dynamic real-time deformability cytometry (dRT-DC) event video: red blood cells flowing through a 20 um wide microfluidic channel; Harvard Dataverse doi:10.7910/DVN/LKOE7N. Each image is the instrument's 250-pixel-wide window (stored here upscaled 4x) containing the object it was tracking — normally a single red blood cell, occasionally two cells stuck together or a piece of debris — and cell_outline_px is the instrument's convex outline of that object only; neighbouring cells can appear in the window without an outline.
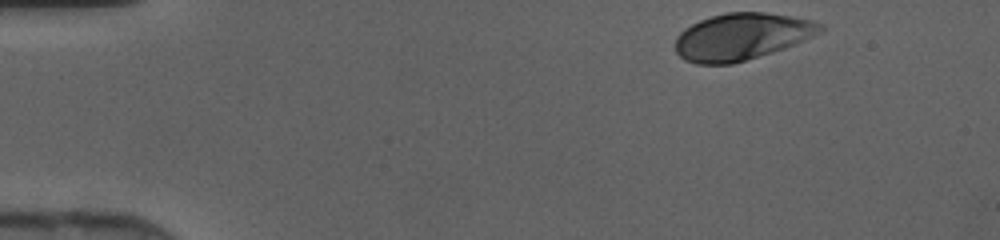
{"species": "human", "species_latin": "Homo sapiens", "temperature_condition": "cold", "stored_images_in_passage": 34, "camera_frame_rate_fps": 3000, "um_per_image_px": 0.085, "donor": {"sex": "female"}, "frame": {"image": 1, "passage_image": 1, "time_ms": 0.0, "image_size_px": [1000, 240], "cell_outline_px": [[824, 28], [820, 32], [812, 36], [784, 48], [772, 52], [732, 64], [696, 64], [684, 60], [676, 52], [676, 36], [684, 28], [700, 20], [712, 16], [728, 12], [764, 12], [792, 16], [812, 20], [824, 24]], "centroid_in_image_um": [63.03, 3.11], "position_along_channel_um": 22.0, "area_um2": 39.42}}
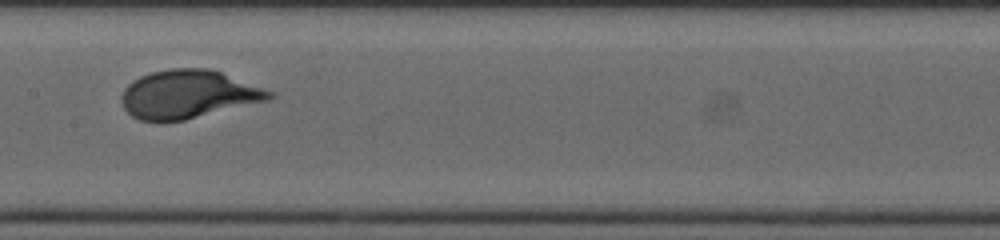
{"frame": {"image": 2, "passage_image": 19, "time_ms": 6.0, "image_size_px": [1000, 240], "cell_outline_px": [[276, 96], [268, 100], [184, 120], [140, 120], [132, 116], [124, 108], [120, 100], [120, 96], [124, 88], [132, 80], [140, 76], [152, 72], [172, 68], [208, 68], [220, 72], [272, 92]], "centroid_in_image_um": [15.95, 8.01], "position_along_channel_um": 191.5, "area_um2": 41.04}}
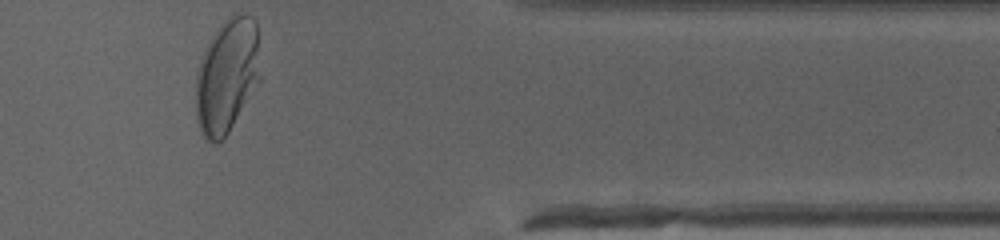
{"frame": {"image": 3, "passage_image": 34, "time_ms": 11.0, "image_size_px": [1000, 240], "cell_outline_px": [[260, 80], [228, 132], [216, 144], [212, 144], [204, 136], [196, 120], [196, 72], [200, 56], [216, 28], [232, 12], [244, 12], [252, 16], [256, 20], [260, 76]], "centroid_in_image_um": [19.28, 6.37], "position_along_channel_um": 392.1, "area_um2": 43.35}}